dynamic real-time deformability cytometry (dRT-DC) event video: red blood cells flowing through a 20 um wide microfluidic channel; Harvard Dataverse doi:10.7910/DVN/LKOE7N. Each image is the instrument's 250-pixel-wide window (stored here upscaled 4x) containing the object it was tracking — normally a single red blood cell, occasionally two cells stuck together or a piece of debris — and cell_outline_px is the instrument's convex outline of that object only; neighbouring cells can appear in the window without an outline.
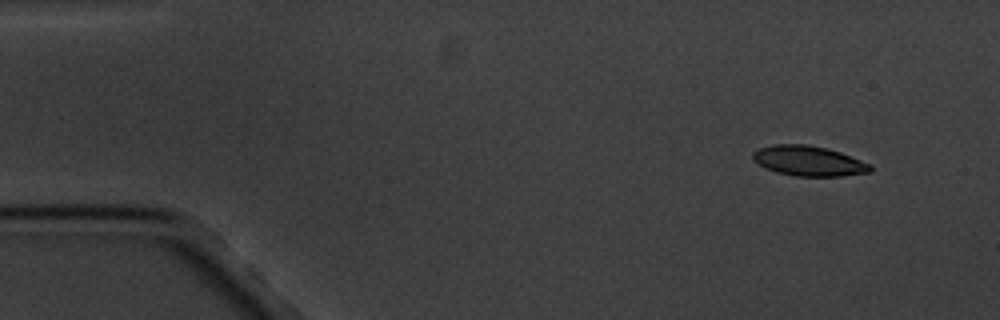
{"species": "common noctule bat (a hibernating species)", "species_latin": "Nyctalus noctula", "temperature_condition": "cold", "stored_images_in_passage": 5, "camera_frame_rate_fps": 3000, "um_per_image_px": 0.085, "animal": {"sex": "male", "body_mass_g": 20.1, "forearm_length_mm": 53.5}, "frame": {"image": 1, "passage_image": 2, "time_ms": 1.0, "image_size_px": [1000, 320], "cell_outline_px": [[872, 172], [840, 176], [796, 176], [776, 172], [764, 168], [752, 160], [752, 152], [760, 148], [772, 144], [808, 144], [828, 148], [840, 152], [872, 164]], "centroid_in_image_um": [68.73, 13.67], "position_along_channel_um": 16.3, "area_um2": 20.87}}
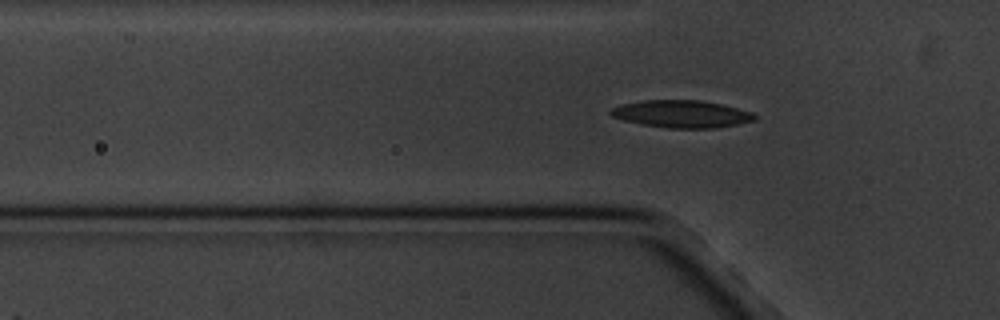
{"frame": {"image": 2, "passage_image": 5, "time_ms": 5.333, "image_size_px": [1000, 320], "cell_outline_px": [[756, 120], [716, 128], [668, 128], [644, 124], [624, 120], [612, 116], [608, 112], [612, 108], [620, 104], [644, 100], [700, 100], [720, 104], [752, 112], [756, 116]], "centroid_in_image_um": [57.92, 9.68], "position_along_channel_um": 67.9, "area_um2": 22.77}}